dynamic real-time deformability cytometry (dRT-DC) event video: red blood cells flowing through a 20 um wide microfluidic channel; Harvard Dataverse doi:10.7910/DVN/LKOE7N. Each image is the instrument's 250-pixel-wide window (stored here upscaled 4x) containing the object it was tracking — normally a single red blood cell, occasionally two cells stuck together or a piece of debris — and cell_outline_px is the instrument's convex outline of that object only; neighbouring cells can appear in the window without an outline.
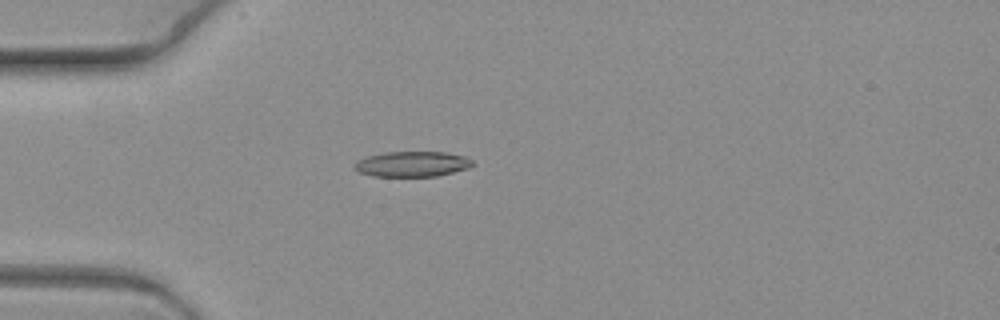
{"species": "common noctule bat (a hibernating species)", "species_latin": "Nyctalus noctula", "temperature_condition": "warm", "stored_images_in_passage": 5, "camera_frame_rate_fps": 3000, "um_per_image_px": 0.085, "animal": {"sex": "female", "body_mass_g": 19.3, "forearm_length_mm": 54.1}, "frame": {"image": 1, "passage_image": 2, "time_ms": 0.333, "image_size_px": [1000, 320], "cell_outline_px": [[476, 164], [468, 168], [436, 176], [372, 176], [360, 172], [356, 168], [356, 160], [364, 156], [384, 152], [448, 152], [464, 156], [472, 160]], "centroid_in_image_um": [35.05, 13.93], "position_along_channel_um": 50.0, "area_um2": 17.46}}
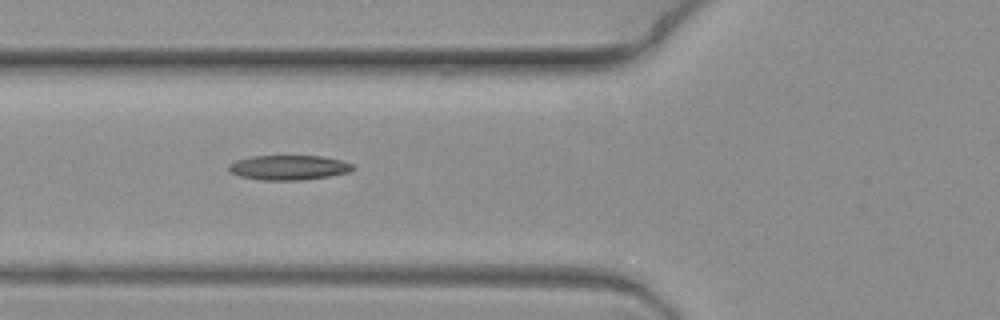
{"frame": {"image": 2, "passage_image": 4, "time_ms": 1.0, "image_size_px": [1000, 320], "cell_outline_px": [[356, 168], [348, 172], [328, 176], [300, 180], [260, 180], [240, 176], [232, 172], [228, 168], [228, 164], [236, 160], [252, 156], [320, 156], [340, 160], [352, 164]], "centroid_in_image_um": [24.53, 14.24], "position_along_channel_um": 101.3, "area_um2": 17.74}}
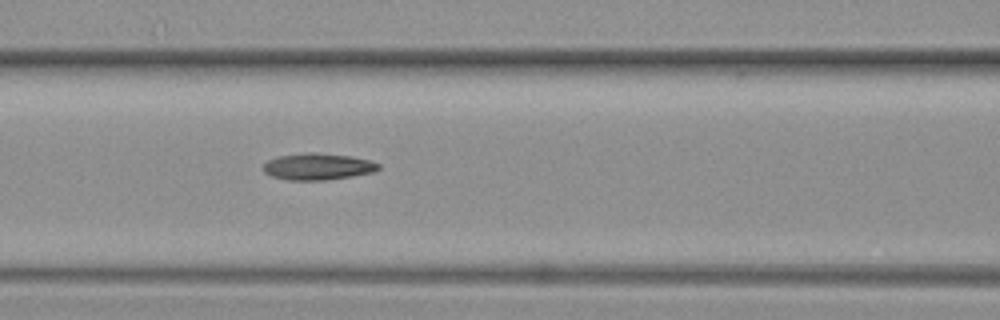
{"frame": {"image": 3, "passage_image": 5, "time_ms": 1.333, "image_size_px": [1000, 320], "cell_outline_px": [[380, 168], [372, 172], [352, 176], [324, 180], [288, 180], [272, 176], [264, 172], [264, 164], [268, 160], [280, 156], [304, 152], [316, 152], [352, 156], [368, 160], [380, 164]], "centroid_in_image_um": [27.01, 14.15], "position_along_channel_um": 139.6, "area_um2": 17.8}}